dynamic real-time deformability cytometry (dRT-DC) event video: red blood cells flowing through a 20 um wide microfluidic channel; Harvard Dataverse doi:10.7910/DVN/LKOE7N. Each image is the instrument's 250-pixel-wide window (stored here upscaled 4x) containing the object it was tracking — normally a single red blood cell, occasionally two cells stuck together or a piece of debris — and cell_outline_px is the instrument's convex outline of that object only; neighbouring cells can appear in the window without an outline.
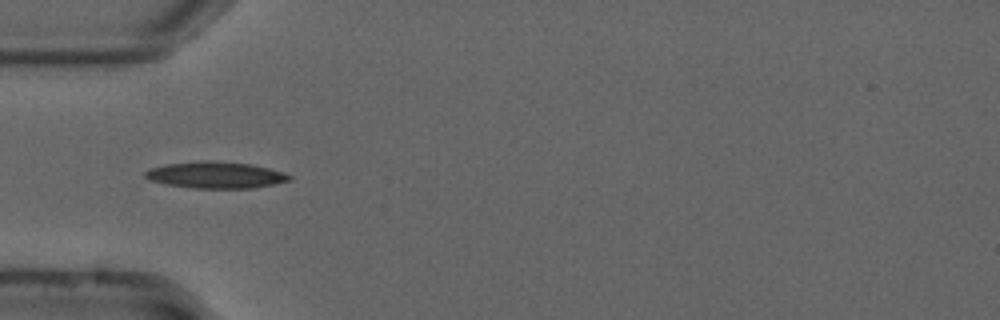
{"species": "common noctule bat (a hibernating species)", "species_latin": "Nyctalus noctula", "temperature_condition": "cold", "stored_images_in_passage": 38, "camera_frame_rate_fps": 3000, "um_per_image_px": 0.085, "animal": {"sex": "male", "forearm_length_mm": 52.5}, "frame": {"image": 1, "passage_image": 1, "time_ms": 0.0, "image_size_px": [1000, 320], "cell_outline_px": [[292, 180], [252, 188], [192, 188], [144, 184], [144, 172], [148, 168], [164, 164], [200, 160], [216, 160], [252, 164], [284, 172], [292, 176]], "centroid_in_image_um": [18.13, 14.88], "position_along_channel_um": 66.9, "area_um2": 23.41}}
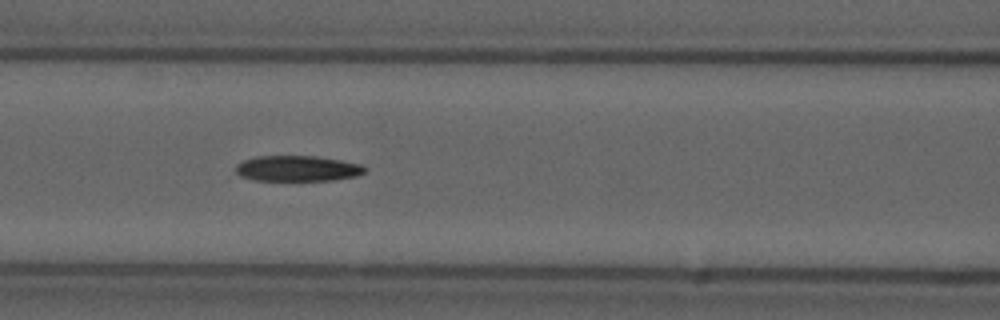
{"frame": {"image": 2, "passage_image": 7, "time_ms": 2.0, "image_size_px": [1000, 320], "cell_outline_px": [[368, 168], [364, 172], [356, 176], [332, 180], [252, 180], [240, 176], [236, 172], [236, 164], [244, 160], [256, 156], [316, 156], [340, 160], [360, 164]], "centroid_in_image_um": [25.27, 14.32], "position_along_channel_um": 141.3, "area_um2": 19.25}}
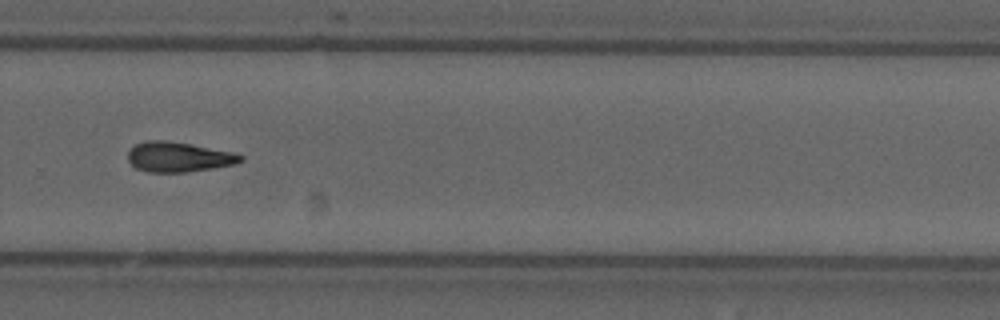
{"frame": {"image": 3, "passage_image": 21, "time_ms": 6.667, "image_size_px": [1000, 320], "cell_outline_px": [[244, 160], [232, 164], [212, 168], [188, 172], [148, 172], [136, 168], [128, 160], [128, 152], [136, 144], [144, 140], [164, 140], [192, 144], [236, 152], [244, 156]], "centroid_in_image_um": [15.2, 13.33], "position_along_channel_um": 314.6, "area_um2": 19.77}, "authors_computed_cell_mechanics": {"area_um2": 19.5075, "velocity_mm_per_s": 3.7228, "shape_relaxation_time_tau1_ms": 10.1478, "shape_relaxation_time_tau2_ms": null, "deformation_change_tau1": 0.2257, "deformation_change_tau2": null}}